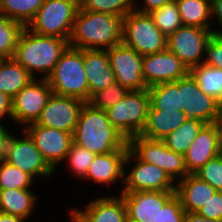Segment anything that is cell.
<instances>
[{"mask_svg":"<svg viewBox=\"0 0 222 222\" xmlns=\"http://www.w3.org/2000/svg\"><path fill=\"white\" fill-rule=\"evenodd\" d=\"M21 217L0 212V222H24Z\"/></svg>","mask_w":222,"mask_h":222,"instance_id":"obj_47","label":"cell"},{"mask_svg":"<svg viewBox=\"0 0 222 222\" xmlns=\"http://www.w3.org/2000/svg\"><path fill=\"white\" fill-rule=\"evenodd\" d=\"M205 125L206 123L201 120H187L162 141L168 149L184 155Z\"/></svg>","mask_w":222,"mask_h":222,"instance_id":"obj_30","label":"cell"},{"mask_svg":"<svg viewBox=\"0 0 222 222\" xmlns=\"http://www.w3.org/2000/svg\"><path fill=\"white\" fill-rule=\"evenodd\" d=\"M188 73L189 69L168 48L142 57V74L147 87L175 82Z\"/></svg>","mask_w":222,"mask_h":222,"instance_id":"obj_17","label":"cell"},{"mask_svg":"<svg viewBox=\"0 0 222 222\" xmlns=\"http://www.w3.org/2000/svg\"><path fill=\"white\" fill-rule=\"evenodd\" d=\"M216 190L194 174H188L177 181L175 194L186 212H198L207 203Z\"/></svg>","mask_w":222,"mask_h":222,"instance_id":"obj_23","label":"cell"},{"mask_svg":"<svg viewBox=\"0 0 222 222\" xmlns=\"http://www.w3.org/2000/svg\"><path fill=\"white\" fill-rule=\"evenodd\" d=\"M32 181L33 178L18 167L4 159L0 161V190L30 189Z\"/></svg>","mask_w":222,"mask_h":222,"instance_id":"obj_35","label":"cell"},{"mask_svg":"<svg viewBox=\"0 0 222 222\" xmlns=\"http://www.w3.org/2000/svg\"><path fill=\"white\" fill-rule=\"evenodd\" d=\"M118 196L101 197L91 200L86 209H73L71 220L73 222H126L127 210L124 199Z\"/></svg>","mask_w":222,"mask_h":222,"instance_id":"obj_20","label":"cell"},{"mask_svg":"<svg viewBox=\"0 0 222 222\" xmlns=\"http://www.w3.org/2000/svg\"><path fill=\"white\" fill-rule=\"evenodd\" d=\"M37 199L31 189L0 190V212L26 220L33 213Z\"/></svg>","mask_w":222,"mask_h":222,"instance_id":"obj_25","label":"cell"},{"mask_svg":"<svg viewBox=\"0 0 222 222\" xmlns=\"http://www.w3.org/2000/svg\"><path fill=\"white\" fill-rule=\"evenodd\" d=\"M149 14L156 27L167 38L179 27L183 26L175 0L169 1L164 6L151 11Z\"/></svg>","mask_w":222,"mask_h":222,"instance_id":"obj_32","label":"cell"},{"mask_svg":"<svg viewBox=\"0 0 222 222\" xmlns=\"http://www.w3.org/2000/svg\"><path fill=\"white\" fill-rule=\"evenodd\" d=\"M83 63L87 75L90 97L115 82L107 50H83Z\"/></svg>","mask_w":222,"mask_h":222,"instance_id":"obj_21","label":"cell"},{"mask_svg":"<svg viewBox=\"0 0 222 222\" xmlns=\"http://www.w3.org/2000/svg\"><path fill=\"white\" fill-rule=\"evenodd\" d=\"M5 116L12 119V98L0 91V121Z\"/></svg>","mask_w":222,"mask_h":222,"instance_id":"obj_42","label":"cell"},{"mask_svg":"<svg viewBox=\"0 0 222 222\" xmlns=\"http://www.w3.org/2000/svg\"><path fill=\"white\" fill-rule=\"evenodd\" d=\"M216 123H217L218 131H219L220 150L222 154V113Z\"/></svg>","mask_w":222,"mask_h":222,"instance_id":"obj_48","label":"cell"},{"mask_svg":"<svg viewBox=\"0 0 222 222\" xmlns=\"http://www.w3.org/2000/svg\"><path fill=\"white\" fill-rule=\"evenodd\" d=\"M34 77L14 58L0 59V91L13 98Z\"/></svg>","mask_w":222,"mask_h":222,"instance_id":"obj_26","label":"cell"},{"mask_svg":"<svg viewBox=\"0 0 222 222\" xmlns=\"http://www.w3.org/2000/svg\"><path fill=\"white\" fill-rule=\"evenodd\" d=\"M149 110H183L181 106V79L148 87Z\"/></svg>","mask_w":222,"mask_h":222,"instance_id":"obj_27","label":"cell"},{"mask_svg":"<svg viewBox=\"0 0 222 222\" xmlns=\"http://www.w3.org/2000/svg\"><path fill=\"white\" fill-rule=\"evenodd\" d=\"M204 63L222 69V30L213 31L206 45Z\"/></svg>","mask_w":222,"mask_h":222,"instance_id":"obj_40","label":"cell"},{"mask_svg":"<svg viewBox=\"0 0 222 222\" xmlns=\"http://www.w3.org/2000/svg\"><path fill=\"white\" fill-rule=\"evenodd\" d=\"M221 154L217 123L206 124L184 154L189 174H194L208 161Z\"/></svg>","mask_w":222,"mask_h":222,"instance_id":"obj_19","label":"cell"},{"mask_svg":"<svg viewBox=\"0 0 222 222\" xmlns=\"http://www.w3.org/2000/svg\"><path fill=\"white\" fill-rule=\"evenodd\" d=\"M183 222H218L199 215L197 212H186Z\"/></svg>","mask_w":222,"mask_h":222,"instance_id":"obj_46","label":"cell"},{"mask_svg":"<svg viewBox=\"0 0 222 222\" xmlns=\"http://www.w3.org/2000/svg\"><path fill=\"white\" fill-rule=\"evenodd\" d=\"M181 106L187 120L206 124L216 123L222 113V106L199 88L190 73L181 78Z\"/></svg>","mask_w":222,"mask_h":222,"instance_id":"obj_14","label":"cell"},{"mask_svg":"<svg viewBox=\"0 0 222 222\" xmlns=\"http://www.w3.org/2000/svg\"><path fill=\"white\" fill-rule=\"evenodd\" d=\"M214 30L190 26L179 27L167 38V48L190 70L203 63L206 45Z\"/></svg>","mask_w":222,"mask_h":222,"instance_id":"obj_11","label":"cell"},{"mask_svg":"<svg viewBox=\"0 0 222 222\" xmlns=\"http://www.w3.org/2000/svg\"><path fill=\"white\" fill-rule=\"evenodd\" d=\"M127 210V219L132 222H153L159 210L175 192L138 191L121 192Z\"/></svg>","mask_w":222,"mask_h":222,"instance_id":"obj_18","label":"cell"},{"mask_svg":"<svg viewBox=\"0 0 222 222\" xmlns=\"http://www.w3.org/2000/svg\"><path fill=\"white\" fill-rule=\"evenodd\" d=\"M185 213L179 197L174 194L159 210L153 222H183Z\"/></svg>","mask_w":222,"mask_h":222,"instance_id":"obj_39","label":"cell"},{"mask_svg":"<svg viewBox=\"0 0 222 222\" xmlns=\"http://www.w3.org/2000/svg\"><path fill=\"white\" fill-rule=\"evenodd\" d=\"M150 109L148 90L128 91L114 106L105 110L112 126L128 141L139 136L145 127Z\"/></svg>","mask_w":222,"mask_h":222,"instance_id":"obj_5","label":"cell"},{"mask_svg":"<svg viewBox=\"0 0 222 222\" xmlns=\"http://www.w3.org/2000/svg\"><path fill=\"white\" fill-rule=\"evenodd\" d=\"M128 146L140 161L158 166L174 181L181 180L189 174L184 155L168 149L162 140L135 136L128 140Z\"/></svg>","mask_w":222,"mask_h":222,"instance_id":"obj_8","label":"cell"},{"mask_svg":"<svg viewBox=\"0 0 222 222\" xmlns=\"http://www.w3.org/2000/svg\"><path fill=\"white\" fill-rule=\"evenodd\" d=\"M23 26L0 14V59L13 58Z\"/></svg>","mask_w":222,"mask_h":222,"instance_id":"obj_34","label":"cell"},{"mask_svg":"<svg viewBox=\"0 0 222 222\" xmlns=\"http://www.w3.org/2000/svg\"><path fill=\"white\" fill-rule=\"evenodd\" d=\"M194 175L209 183L216 191H222V154L208 161Z\"/></svg>","mask_w":222,"mask_h":222,"instance_id":"obj_38","label":"cell"},{"mask_svg":"<svg viewBox=\"0 0 222 222\" xmlns=\"http://www.w3.org/2000/svg\"><path fill=\"white\" fill-rule=\"evenodd\" d=\"M136 0H79L81 10L125 17L135 10Z\"/></svg>","mask_w":222,"mask_h":222,"instance_id":"obj_33","label":"cell"},{"mask_svg":"<svg viewBox=\"0 0 222 222\" xmlns=\"http://www.w3.org/2000/svg\"><path fill=\"white\" fill-rule=\"evenodd\" d=\"M10 134L5 126L0 124V161H2L6 156L7 144L10 139Z\"/></svg>","mask_w":222,"mask_h":222,"instance_id":"obj_44","label":"cell"},{"mask_svg":"<svg viewBox=\"0 0 222 222\" xmlns=\"http://www.w3.org/2000/svg\"><path fill=\"white\" fill-rule=\"evenodd\" d=\"M185 121L187 118L183 110H149L145 127L139 136L162 140Z\"/></svg>","mask_w":222,"mask_h":222,"instance_id":"obj_24","label":"cell"},{"mask_svg":"<svg viewBox=\"0 0 222 222\" xmlns=\"http://www.w3.org/2000/svg\"><path fill=\"white\" fill-rule=\"evenodd\" d=\"M69 46L66 39L40 35L23 27L19 34L13 58L34 78L43 73L44 79L52 73L62 53Z\"/></svg>","mask_w":222,"mask_h":222,"instance_id":"obj_3","label":"cell"},{"mask_svg":"<svg viewBox=\"0 0 222 222\" xmlns=\"http://www.w3.org/2000/svg\"><path fill=\"white\" fill-rule=\"evenodd\" d=\"M52 93L47 79L34 78L12 98V120L25 127L36 123Z\"/></svg>","mask_w":222,"mask_h":222,"instance_id":"obj_10","label":"cell"},{"mask_svg":"<svg viewBox=\"0 0 222 222\" xmlns=\"http://www.w3.org/2000/svg\"><path fill=\"white\" fill-rule=\"evenodd\" d=\"M169 1L171 0H144L142 3L143 5L142 9L141 7L140 8L135 7V11H138L140 13H150L151 11L164 6Z\"/></svg>","mask_w":222,"mask_h":222,"instance_id":"obj_43","label":"cell"},{"mask_svg":"<svg viewBox=\"0 0 222 222\" xmlns=\"http://www.w3.org/2000/svg\"><path fill=\"white\" fill-rule=\"evenodd\" d=\"M127 93L128 90L125 87L118 82H114L107 88L94 93L87 103L93 108L105 111L107 108L118 103Z\"/></svg>","mask_w":222,"mask_h":222,"instance_id":"obj_36","label":"cell"},{"mask_svg":"<svg viewBox=\"0 0 222 222\" xmlns=\"http://www.w3.org/2000/svg\"><path fill=\"white\" fill-rule=\"evenodd\" d=\"M183 26L211 29V0H175Z\"/></svg>","mask_w":222,"mask_h":222,"instance_id":"obj_28","label":"cell"},{"mask_svg":"<svg viewBox=\"0 0 222 222\" xmlns=\"http://www.w3.org/2000/svg\"><path fill=\"white\" fill-rule=\"evenodd\" d=\"M136 158L135 165L124 174L123 186L121 192L138 191H160L175 192L176 182L163 169L153 164L140 161L130 150L125 158L124 166L131 164V160ZM175 182V183H174Z\"/></svg>","mask_w":222,"mask_h":222,"instance_id":"obj_9","label":"cell"},{"mask_svg":"<svg viewBox=\"0 0 222 222\" xmlns=\"http://www.w3.org/2000/svg\"><path fill=\"white\" fill-rule=\"evenodd\" d=\"M84 103L78 98L52 93L36 124L73 134Z\"/></svg>","mask_w":222,"mask_h":222,"instance_id":"obj_16","label":"cell"},{"mask_svg":"<svg viewBox=\"0 0 222 222\" xmlns=\"http://www.w3.org/2000/svg\"><path fill=\"white\" fill-rule=\"evenodd\" d=\"M197 213L203 217L222 222V191H216Z\"/></svg>","mask_w":222,"mask_h":222,"instance_id":"obj_41","label":"cell"},{"mask_svg":"<svg viewBox=\"0 0 222 222\" xmlns=\"http://www.w3.org/2000/svg\"><path fill=\"white\" fill-rule=\"evenodd\" d=\"M47 81L54 94L88 102L89 86L83 63V50L68 46Z\"/></svg>","mask_w":222,"mask_h":222,"instance_id":"obj_4","label":"cell"},{"mask_svg":"<svg viewBox=\"0 0 222 222\" xmlns=\"http://www.w3.org/2000/svg\"><path fill=\"white\" fill-rule=\"evenodd\" d=\"M123 41V17L79 8L69 46L82 50H107Z\"/></svg>","mask_w":222,"mask_h":222,"instance_id":"obj_1","label":"cell"},{"mask_svg":"<svg viewBox=\"0 0 222 222\" xmlns=\"http://www.w3.org/2000/svg\"><path fill=\"white\" fill-rule=\"evenodd\" d=\"M211 15L217 18L218 25L222 28V0H211Z\"/></svg>","mask_w":222,"mask_h":222,"instance_id":"obj_45","label":"cell"},{"mask_svg":"<svg viewBox=\"0 0 222 222\" xmlns=\"http://www.w3.org/2000/svg\"><path fill=\"white\" fill-rule=\"evenodd\" d=\"M44 2L45 0H0V14L27 27Z\"/></svg>","mask_w":222,"mask_h":222,"instance_id":"obj_31","label":"cell"},{"mask_svg":"<svg viewBox=\"0 0 222 222\" xmlns=\"http://www.w3.org/2000/svg\"><path fill=\"white\" fill-rule=\"evenodd\" d=\"M23 138L11 135L7 144L6 156L8 163L18 167L34 177H50L55 173L43 158L30 136L23 131Z\"/></svg>","mask_w":222,"mask_h":222,"instance_id":"obj_13","label":"cell"},{"mask_svg":"<svg viewBox=\"0 0 222 222\" xmlns=\"http://www.w3.org/2000/svg\"><path fill=\"white\" fill-rule=\"evenodd\" d=\"M73 141L96 155L129 149L128 141L112 126L106 112L87 102L79 113Z\"/></svg>","mask_w":222,"mask_h":222,"instance_id":"obj_2","label":"cell"},{"mask_svg":"<svg viewBox=\"0 0 222 222\" xmlns=\"http://www.w3.org/2000/svg\"><path fill=\"white\" fill-rule=\"evenodd\" d=\"M145 56L167 48V37L156 27L149 13L132 11L123 18V41Z\"/></svg>","mask_w":222,"mask_h":222,"instance_id":"obj_7","label":"cell"},{"mask_svg":"<svg viewBox=\"0 0 222 222\" xmlns=\"http://www.w3.org/2000/svg\"><path fill=\"white\" fill-rule=\"evenodd\" d=\"M23 131L34 141L35 146L54 171L55 167L65 160L74 142L72 133L44 127L36 123H32L25 128L23 127Z\"/></svg>","mask_w":222,"mask_h":222,"instance_id":"obj_15","label":"cell"},{"mask_svg":"<svg viewBox=\"0 0 222 222\" xmlns=\"http://www.w3.org/2000/svg\"><path fill=\"white\" fill-rule=\"evenodd\" d=\"M189 73L196 80L199 88L222 106V69L203 62L193 66Z\"/></svg>","mask_w":222,"mask_h":222,"instance_id":"obj_29","label":"cell"},{"mask_svg":"<svg viewBox=\"0 0 222 222\" xmlns=\"http://www.w3.org/2000/svg\"><path fill=\"white\" fill-rule=\"evenodd\" d=\"M128 150L119 149L111 153L96 155L83 179H90L101 185L115 183L120 178L124 181V174H126L124 162Z\"/></svg>","mask_w":222,"mask_h":222,"instance_id":"obj_22","label":"cell"},{"mask_svg":"<svg viewBox=\"0 0 222 222\" xmlns=\"http://www.w3.org/2000/svg\"><path fill=\"white\" fill-rule=\"evenodd\" d=\"M110 65L114 72L115 82L128 91L146 90L142 74V55L123 42L107 49Z\"/></svg>","mask_w":222,"mask_h":222,"instance_id":"obj_12","label":"cell"},{"mask_svg":"<svg viewBox=\"0 0 222 222\" xmlns=\"http://www.w3.org/2000/svg\"><path fill=\"white\" fill-rule=\"evenodd\" d=\"M79 8V0H45L27 28L36 34L69 42Z\"/></svg>","mask_w":222,"mask_h":222,"instance_id":"obj_6","label":"cell"},{"mask_svg":"<svg viewBox=\"0 0 222 222\" xmlns=\"http://www.w3.org/2000/svg\"><path fill=\"white\" fill-rule=\"evenodd\" d=\"M96 154L88 151L87 149L75 144L71 145L66 158L68 160L69 169L72 170L78 178H84L89 170V167L95 158Z\"/></svg>","mask_w":222,"mask_h":222,"instance_id":"obj_37","label":"cell"}]
</instances>
